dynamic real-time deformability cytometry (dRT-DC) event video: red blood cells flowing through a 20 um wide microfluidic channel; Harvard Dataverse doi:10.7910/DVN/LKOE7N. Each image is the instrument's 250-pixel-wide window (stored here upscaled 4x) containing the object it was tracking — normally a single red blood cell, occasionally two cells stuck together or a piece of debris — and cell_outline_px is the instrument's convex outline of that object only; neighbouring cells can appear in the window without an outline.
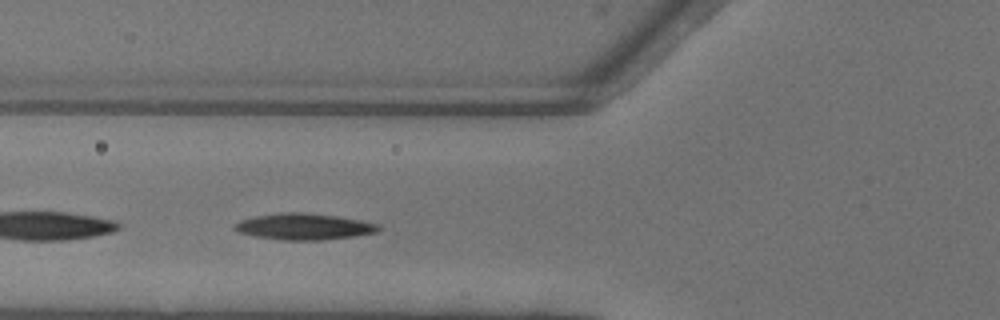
{"species": "common noctule bat (a hibernating species)", "species_latin": "Nyctalus noctula", "temperature_condition": "warm", "stored_images_in_passage": 38, "camera_frame_rate_fps": 3000, "um_per_image_px": 0.085, "animal": {"sex": "female"}, "frame": {"image": 1, "passage_image": 12, "time_ms": 3.667, "image_size_px": [1000, 320], "cell_outline_px": [[380, 228], [376, 232], [352, 236], [320, 240], [280, 240], [256, 236], [240, 232], [232, 228], [240, 220], [256, 216], [280, 212], [300, 212], [336, 216], [360, 220], [380, 224]], "centroid_in_image_um": [25.83, 19.25], "position_along_channel_um": 100.0, "area_um2": 21.79}, "authors_computed_cell_mechanics": {"area_um2": 21.964, "velocity_mm_per_s": 4.1147, "shape_relaxation_time_tau1_ms": 3.2121, "shape_relaxation_time_tau2_ms": 2.6986, "deformation_change_tau1": 0.1592, "deformation_change_tau2": 0.0928}}